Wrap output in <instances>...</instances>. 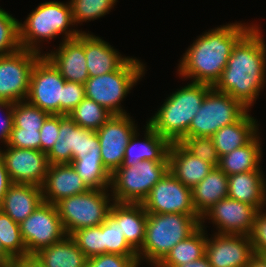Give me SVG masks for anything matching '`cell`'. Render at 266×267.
I'll use <instances>...</instances> for the list:
<instances>
[{"mask_svg":"<svg viewBox=\"0 0 266 267\" xmlns=\"http://www.w3.org/2000/svg\"><path fill=\"white\" fill-rule=\"evenodd\" d=\"M260 28L255 24L236 43L220 79L213 86L250 111L266 85V44Z\"/></svg>","mask_w":266,"mask_h":267,"instance_id":"obj_1","label":"cell"},{"mask_svg":"<svg viewBox=\"0 0 266 267\" xmlns=\"http://www.w3.org/2000/svg\"><path fill=\"white\" fill-rule=\"evenodd\" d=\"M254 25L235 22L204 32L183 53L177 74L184 79H192V82L214 86L227 65L233 47Z\"/></svg>","mask_w":266,"mask_h":267,"instance_id":"obj_2","label":"cell"},{"mask_svg":"<svg viewBox=\"0 0 266 267\" xmlns=\"http://www.w3.org/2000/svg\"><path fill=\"white\" fill-rule=\"evenodd\" d=\"M212 88L204 83H187L170 94L146 123L170 143L181 142L186 138L193 117Z\"/></svg>","mask_w":266,"mask_h":267,"instance_id":"obj_3","label":"cell"},{"mask_svg":"<svg viewBox=\"0 0 266 267\" xmlns=\"http://www.w3.org/2000/svg\"><path fill=\"white\" fill-rule=\"evenodd\" d=\"M200 226L198 214L148 213L145 239L137 251L139 265L145 261L156 267L177 243L188 238Z\"/></svg>","mask_w":266,"mask_h":267,"instance_id":"obj_4","label":"cell"},{"mask_svg":"<svg viewBox=\"0 0 266 267\" xmlns=\"http://www.w3.org/2000/svg\"><path fill=\"white\" fill-rule=\"evenodd\" d=\"M71 25L76 26L69 1L63 3L54 0L40 3L23 23L19 22L20 46L41 54L43 52L40 50V43L44 40H52L61 34L62 37L65 36L63 40L77 38L82 30L72 29Z\"/></svg>","mask_w":266,"mask_h":267,"instance_id":"obj_5","label":"cell"},{"mask_svg":"<svg viewBox=\"0 0 266 267\" xmlns=\"http://www.w3.org/2000/svg\"><path fill=\"white\" fill-rule=\"evenodd\" d=\"M145 68L143 62L131 57L116 71L89 77L84 83L85 96L113 115L129 114L122 108L121 102L145 76Z\"/></svg>","mask_w":266,"mask_h":267,"instance_id":"obj_6","label":"cell"},{"mask_svg":"<svg viewBox=\"0 0 266 267\" xmlns=\"http://www.w3.org/2000/svg\"><path fill=\"white\" fill-rule=\"evenodd\" d=\"M108 189H90L55 204L67 236L76 230L99 226L105 221L114 203Z\"/></svg>","mask_w":266,"mask_h":267,"instance_id":"obj_7","label":"cell"},{"mask_svg":"<svg viewBox=\"0 0 266 267\" xmlns=\"http://www.w3.org/2000/svg\"><path fill=\"white\" fill-rule=\"evenodd\" d=\"M168 172V161L143 160L120 167L111 175L114 202L143 203L154 185Z\"/></svg>","mask_w":266,"mask_h":267,"instance_id":"obj_8","label":"cell"},{"mask_svg":"<svg viewBox=\"0 0 266 267\" xmlns=\"http://www.w3.org/2000/svg\"><path fill=\"white\" fill-rule=\"evenodd\" d=\"M248 110L229 94L212 88L193 117L186 137H211L224 126L237 122Z\"/></svg>","mask_w":266,"mask_h":267,"instance_id":"obj_9","label":"cell"},{"mask_svg":"<svg viewBox=\"0 0 266 267\" xmlns=\"http://www.w3.org/2000/svg\"><path fill=\"white\" fill-rule=\"evenodd\" d=\"M65 81L55 66L42 55L32 68L26 100L49 115H63Z\"/></svg>","mask_w":266,"mask_h":267,"instance_id":"obj_10","label":"cell"},{"mask_svg":"<svg viewBox=\"0 0 266 267\" xmlns=\"http://www.w3.org/2000/svg\"><path fill=\"white\" fill-rule=\"evenodd\" d=\"M87 153H101L96 131L80 127L68 115H59V136L47 153L49 164H71Z\"/></svg>","mask_w":266,"mask_h":267,"instance_id":"obj_11","label":"cell"},{"mask_svg":"<svg viewBox=\"0 0 266 267\" xmlns=\"http://www.w3.org/2000/svg\"><path fill=\"white\" fill-rule=\"evenodd\" d=\"M42 55L20 48L0 56V100L16 103L27 99L32 68Z\"/></svg>","mask_w":266,"mask_h":267,"instance_id":"obj_12","label":"cell"},{"mask_svg":"<svg viewBox=\"0 0 266 267\" xmlns=\"http://www.w3.org/2000/svg\"><path fill=\"white\" fill-rule=\"evenodd\" d=\"M19 227L28 255H34L67 236L56 205L46 202H42Z\"/></svg>","mask_w":266,"mask_h":267,"instance_id":"obj_13","label":"cell"},{"mask_svg":"<svg viewBox=\"0 0 266 267\" xmlns=\"http://www.w3.org/2000/svg\"><path fill=\"white\" fill-rule=\"evenodd\" d=\"M137 124L128 114L112 115L97 131L103 166L112 175L120 168Z\"/></svg>","mask_w":266,"mask_h":267,"instance_id":"obj_14","label":"cell"},{"mask_svg":"<svg viewBox=\"0 0 266 267\" xmlns=\"http://www.w3.org/2000/svg\"><path fill=\"white\" fill-rule=\"evenodd\" d=\"M142 204L147 213L197 214L192 203V189L169 171L154 185Z\"/></svg>","mask_w":266,"mask_h":267,"instance_id":"obj_15","label":"cell"},{"mask_svg":"<svg viewBox=\"0 0 266 267\" xmlns=\"http://www.w3.org/2000/svg\"><path fill=\"white\" fill-rule=\"evenodd\" d=\"M0 149L12 183L42 186L49 168L47 154L41 150L20 149L5 145Z\"/></svg>","mask_w":266,"mask_h":267,"instance_id":"obj_16","label":"cell"},{"mask_svg":"<svg viewBox=\"0 0 266 267\" xmlns=\"http://www.w3.org/2000/svg\"><path fill=\"white\" fill-rule=\"evenodd\" d=\"M257 209L246 203L226 197L215 203L202 217L211 220L218 234L250 235L253 229Z\"/></svg>","mask_w":266,"mask_h":267,"instance_id":"obj_17","label":"cell"},{"mask_svg":"<svg viewBox=\"0 0 266 267\" xmlns=\"http://www.w3.org/2000/svg\"><path fill=\"white\" fill-rule=\"evenodd\" d=\"M251 239L243 234L207 235L205 256L212 267H248L254 256Z\"/></svg>","mask_w":266,"mask_h":267,"instance_id":"obj_18","label":"cell"},{"mask_svg":"<svg viewBox=\"0 0 266 267\" xmlns=\"http://www.w3.org/2000/svg\"><path fill=\"white\" fill-rule=\"evenodd\" d=\"M43 55L55 66L66 81L84 84L89 74L84 52V31L77 38L62 40L56 50Z\"/></svg>","mask_w":266,"mask_h":267,"instance_id":"obj_19","label":"cell"},{"mask_svg":"<svg viewBox=\"0 0 266 267\" xmlns=\"http://www.w3.org/2000/svg\"><path fill=\"white\" fill-rule=\"evenodd\" d=\"M41 189L43 202L54 205L63 198L90 190L72 164H50Z\"/></svg>","mask_w":266,"mask_h":267,"instance_id":"obj_20","label":"cell"},{"mask_svg":"<svg viewBox=\"0 0 266 267\" xmlns=\"http://www.w3.org/2000/svg\"><path fill=\"white\" fill-rule=\"evenodd\" d=\"M213 168V165L190 153L180 142L171 143L168 171L188 188H194Z\"/></svg>","mask_w":266,"mask_h":267,"instance_id":"obj_21","label":"cell"},{"mask_svg":"<svg viewBox=\"0 0 266 267\" xmlns=\"http://www.w3.org/2000/svg\"><path fill=\"white\" fill-rule=\"evenodd\" d=\"M144 140H138V130L130 138L120 167L136 165L140 161H168L171 143L146 124Z\"/></svg>","mask_w":266,"mask_h":267,"instance_id":"obj_22","label":"cell"},{"mask_svg":"<svg viewBox=\"0 0 266 267\" xmlns=\"http://www.w3.org/2000/svg\"><path fill=\"white\" fill-rule=\"evenodd\" d=\"M84 52L89 77L118 70L130 57L122 55L101 37L84 31Z\"/></svg>","mask_w":266,"mask_h":267,"instance_id":"obj_23","label":"cell"},{"mask_svg":"<svg viewBox=\"0 0 266 267\" xmlns=\"http://www.w3.org/2000/svg\"><path fill=\"white\" fill-rule=\"evenodd\" d=\"M43 202L40 186L12 183L0 205V210L20 224Z\"/></svg>","mask_w":266,"mask_h":267,"instance_id":"obj_24","label":"cell"},{"mask_svg":"<svg viewBox=\"0 0 266 267\" xmlns=\"http://www.w3.org/2000/svg\"><path fill=\"white\" fill-rule=\"evenodd\" d=\"M228 197L254 206L257 210L266 206V178L262 169L228 176Z\"/></svg>","mask_w":266,"mask_h":267,"instance_id":"obj_25","label":"cell"},{"mask_svg":"<svg viewBox=\"0 0 266 267\" xmlns=\"http://www.w3.org/2000/svg\"><path fill=\"white\" fill-rule=\"evenodd\" d=\"M119 224L125 240L137 252L145 239L148 213L142 203L114 202L109 213Z\"/></svg>","mask_w":266,"mask_h":267,"instance_id":"obj_26","label":"cell"},{"mask_svg":"<svg viewBox=\"0 0 266 267\" xmlns=\"http://www.w3.org/2000/svg\"><path fill=\"white\" fill-rule=\"evenodd\" d=\"M249 112L248 110L237 122L224 126L211 136L220 157L245 146L259 133L260 125Z\"/></svg>","mask_w":266,"mask_h":267,"instance_id":"obj_27","label":"cell"},{"mask_svg":"<svg viewBox=\"0 0 266 267\" xmlns=\"http://www.w3.org/2000/svg\"><path fill=\"white\" fill-rule=\"evenodd\" d=\"M226 197H228V176L219 167H214L192 188V203L200 217L215 203Z\"/></svg>","mask_w":266,"mask_h":267,"instance_id":"obj_28","label":"cell"},{"mask_svg":"<svg viewBox=\"0 0 266 267\" xmlns=\"http://www.w3.org/2000/svg\"><path fill=\"white\" fill-rule=\"evenodd\" d=\"M260 133L248 144L220 157L218 167L227 175L261 169L262 146Z\"/></svg>","mask_w":266,"mask_h":267,"instance_id":"obj_29","label":"cell"},{"mask_svg":"<svg viewBox=\"0 0 266 267\" xmlns=\"http://www.w3.org/2000/svg\"><path fill=\"white\" fill-rule=\"evenodd\" d=\"M34 255L46 267H86L88 259L70 236L40 249Z\"/></svg>","mask_w":266,"mask_h":267,"instance_id":"obj_30","label":"cell"},{"mask_svg":"<svg viewBox=\"0 0 266 267\" xmlns=\"http://www.w3.org/2000/svg\"><path fill=\"white\" fill-rule=\"evenodd\" d=\"M204 224L188 238L177 243L156 267H175L205 256L207 231Z\"/></svg>","mask_w":266,"mask_h":267,"instance_id":"obj_31","label":"cell"},{"mask_svg":"<svg viewBox=\"0 0 266 267\" xmlns=\"http://www.w3.org/2000/svg\"><path fill=\"white\" fill-rule=\"evenodd\" d=\"M71 164L90 189L110 188L111 174L103 166L100 153H87Z\"/></svg>","mask_w":266,"mask_h":267,"instance_id":"obj_32","label":"cell"},{"mask_svg":"<svg viewBox=\"0 0 266 267\" xmlns=\"http://www.w3.org/2000/svg\"><path fill=\"white\" fill-rule=\"evenodd\" d=\"M113 114L94 100L84 98L68 116L80 127L97 131Z\"/></svg>","mask_w":266,"mask_h":267,"instance_id":"obj_33","label":"cell"},{"mask_svg":"<svg viewBox=\"0 0 266 267\" xmlns=\"http://www.w3.org/2000/svg\"><path fill=\"white\" fill-rule=\"evenodd\" d=\"M138 256L137 252L125 240L120 224L109 214L103 222V254Z\"/></svg>","mask_w":266,"mask_h":267,"instance_id":"obj_34","label":"cell"},{"mask_svg":"<svg viewBox=\"0 0 266 267\" xmlns=\"http://www.w3.org/2000/svg\"><path fill=\"white\" fill-rule=\"evenodd\" d=\"M0 240L2 247L14 258L28 255L19 224L0 210Z\"/></svg>","mask_w":266,"mask_h":267,"instance_id":"obj_35","label":"cell"},{"mask_svg":"<svg viewBox=\"0 0 266 267\" xmlns=\"http://www.w3.org/2000/svg\"><path fill=\"white\" fill-rule=\"evenodd\" d=\"M74 24L94 21L109 14L117 0H70Z\"/></svg>","mask_w":266,"mask_h":267,"instance_id":"obj_36","label":"cell"},{"mask_svg":"<svg viewBox=\"0 0 266 267\" xmlns=\"http://www.w3.org/2000/svg\"><path fill=\"white\" fill-rule=\"evenodd\" d=\"M49 114L27 100L14 103V127L25 130H40Z\"/></svg>","mask_w":266,"mask_h":267,"instance_id":"obj_37","label":"cell"},{"mask_svg":"<svg viewBox=\"0 0 266 267\" xmlns=\"http://www.w3.org/2000/svg\"><path fill=\"white\" fill-rule=\"evenodd\" d=\"M20 48L19 21L0 8V56L11 54Z\"/></svg>","mask_w":266,"mask_h":267,"instance_id":"obj_38","label":"cell"},{"mask_svg":"<svg viewBox=\"0 0 266 267\" xmlns=\"http://www.w3.org/2000/svg\"><path fill=\"white\" fill-rule=\"evenodd\" d=\"M70 237L87 258L103 254V223L76 230Z\"/></svg>","mask_w":266,"mask_h":267,"instance_id":"obj_39","label":"cell"},{"mask_svg":"<svg viewBox=\"0 0 266 267\" xmlns=\"http://www.w3.org/2000/svg\"><path fill=\"white\" fill-rule=\"evenodd\" d=\"M180 143L194 156L218 167L220 156L211 137H186Z\"/></svg>","mask_w":266,"mask_h":267,"instance_id":"obj_40","label":"cell"},{"mask_svg":"<svg viewBox=\"0 0 266 267\" xmlns=\"http://www.w3.org/2000/svg\"><path fill=\"white\" fill-rule=\"evenodd\" d=\"M138 256L104 253L87 259L86 267H139Z\"/></svg>","mask_w":266,"mask_h":267,"instance_id":"obj_41","label":"cell"},{"mask_svg":"<svg viewBox=\"0 0 266 267\" xmlns=\"http://www.w3.org/2000/svg\"><path fill=\"white\" fill-rule=\"evenodd\" d=\"M8 146L20 149L40 150V130L12 128Z\"/></svg>","mask_w":266,"mask_h":267,"instance_id":"obj_42","label":"cell"},{"mask_svg":"<svg viewBox=\"0 0 266 267\" xmlns=\"http://www.w3.org/2000/svg\"><path fill=\"white\" fill-rule=\"evenodd\" d=\"M258 210L249 235L255 255L266 253V211Z\"/></svg>","mask_w":266,"mask_h":267,"instance_id":"obj_43","label":"cell"},{"mask_svg":"<svg viewBox=\"0 0 266 267\" xmlns=\"http://www.w3.org/2000/svg\"><path fill=\"white\" fill-rule=\"evenodd\" d=\"M59 136V115H49L40 129V150L48 153Z\"/></svg>","mask_w":266,"mask_h":267,"instance_id":"obj_44","label":"cell"},{"mask_svg":"<svg viewBox=\"0 0 266 267\" xmlns=\"http://www.w3.org/2000/svg\"><path fill=\"white\" fill-rule=\"evenodd\" d=\"M85 97L84 84L65 81L63 86V115H68Z\"/></svg>","mask_w":266,"mask_h":267,"instance_id":"obj_45","label":"cell"},{"mask_svg":"<svg viewBox=\"0 0 266 267\" xmlns=\"http://www.w3.org/2000/svg\"><path fill=\"white\" fill-rule=\"evenodd\" d=\"M13 109H14V103L0 100V112L2 111L4 113V116L0 115V141L1 143L4 142L3 143L4 146L5 144L7 145V143L9 142L11 131L14 126Z\"/></svg>","mask_w":266,"mask_h":267,"instance_id":"obj_46","label":"cell"},{"mask_svg":"<svg viewBox=\"0 0 266 267\" xmlns=\"http://www.w3.org/2000/svg\"><path fill=\"white\" fill-rule=\"evenodd\" d=\"M12 184L8 172L5 168V164L3 161V158L0 154V205L4 199V196L8 190V188L10 187V185Z\"/></svg>","mask_w":266,"mask_h":267,"instance_id":"obj_47","label":"cell"},{"mask_svg":"<svg viewBox=\"0 0 266 267\" xmlns=\"http://www.w3.org/2000/svg\"><path fill=\"white\" fill-rule=\"evenodd\" d=\"M12 267H46L35 255H26L12 261Z\"/></svg>","mask_w":266,"mask_h":267,"instance_id":"obj_48","label":"cell"},{"mask_svg":"<svg viewBox=\"0 0 266 267\" xmlns=\"http://www.w3.org/2000/svg\"><path fill=\"white\" fill-rule=\"evenodd\" d=\"M175 267H212L210 262L208 261L206 256H203L202 258L188 262L182 265H177Z\"/></svg>","mask_w":266,"mask_h":267,"instance_id":"obj_49","label":"cell"},{"mask_svg":"<svg viewBox=\"0 0 266 267\" xmlns=\"http://www.w3.org/2000/svg\"><path fill=\"white\" fill-rule=\"evenodd\" d=\"M248 267H266V261L261 256L254 255Z\"/></svg>","mask_w":266,"mask_h":267,"instance_id":"obj_50","label":"cell"},{"mask_svg":"<svg viewBox=\"0 0 266 267\" xmlns=\"http://www.w3.org/2000/svg\"><path fill=\"white\" fill-rule=\"evenodd\" d=\"M0 267H12V261L0 250Z\"/></svg>","mask_w":266,"mask_h":267,"instance_id":"obj_51","label":"cell"},{"mask_svg":"<svg viewBox=\"0 0 266 267\" xmlns=\"http://www.w3.org/2000/svg\"><path fill=\"white\" fill-rule=\"evenodd\" d=\"M0 250L11 260L13 261L14 258L2 247V242L0 240Z\"/></svg>","mask_w":266,"mask_h":267,"instance_id":"obj_52","label":"cell"},{"mask_svg":"<svg viewBox=\"0 0 266 267\" xmlns=\"http://www.w3.org/2000/svg\"><path fill=\"white\" fill-rule=\"evenodd\" d=\"M259 256H261L266 261V253H261Z\"/></svg>","mask_w":266,"mask_h":267,"instance_id":"obj_53","label":"cell"}]
</instances>
